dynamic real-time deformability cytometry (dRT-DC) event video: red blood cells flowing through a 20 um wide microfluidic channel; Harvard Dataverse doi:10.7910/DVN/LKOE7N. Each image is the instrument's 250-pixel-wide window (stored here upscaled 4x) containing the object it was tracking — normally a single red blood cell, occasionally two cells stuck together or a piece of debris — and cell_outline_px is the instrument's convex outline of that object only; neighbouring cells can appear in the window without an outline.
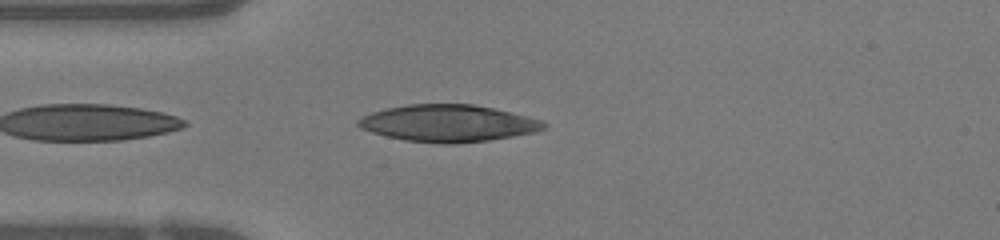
{"species": "human", "species_latin": "Homo sapiens", "temperature_condition": "warm", "stored_images_in_passage": 10, "camera_frame_rate_fps": 3000, "um_per_image_px": 0.085, "donor": {"sex": "female"}, "frame": {"image": 1, "passage_image": 2, "time_ms": 0.333, "image_size_px": [1000, 240], "cell_outline_px": [[548, 124], [544, 128], [532, 132], [512, 136], [488, 140], [456, 144], [444, 144], [404, 140], [372, 132], [360, 128], [356, 124], [356, 120], [372, 112], [388, 108], [408, 104], [472, 104], [492, 108], [540, 120]], "centroid_in_image_um": [38.04, 10.48], "position_along_channel_um": 47.0, "area_um2": 39.48}}
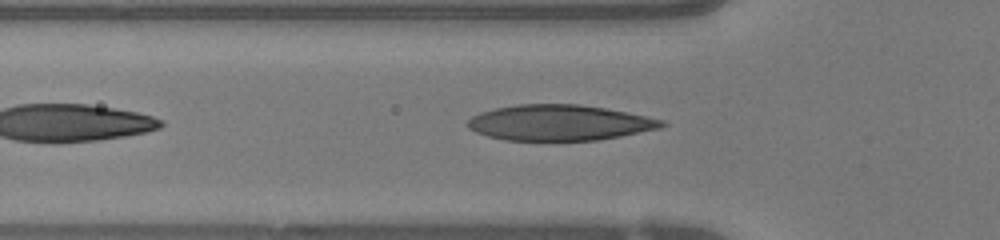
{"frame": {"image": 2, "passage_image": 5, "time_ms": 1.333, "image_size_px": [1000, 240], "cell_outline_px": [[668, 124], [660, 128], [620, 136], [596, 140], [504, 140], [488, 136], [476, 132], [468, 128], [468, 120], [472, 116], [480, 112], [496, 108], [516, 104], [576, 104], [604, 108], [664, 120]], "centroid_in_image_um": [47.53, 10.43], "position_along_channel_um": 78.3, "area_um2": 40.0}}
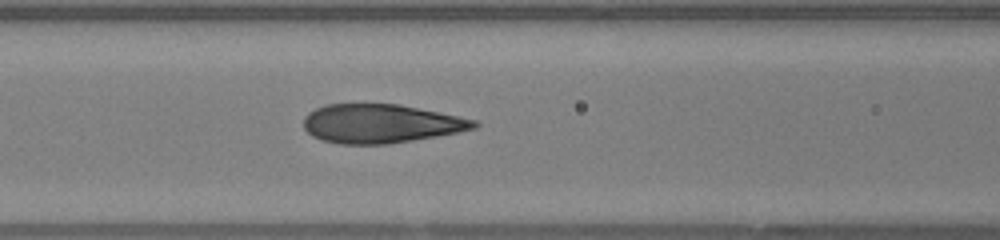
{"frame": {"image": 3, "passage_image": 9, "time_ms": 2.667, "image_size_px": [1000, 240], "cell_outline_px": [[480, 124], [476, 128], [436, 136], [388, 144], [340, 144], [324, 140], [312, 136], [304, 128], [304, 116], [308, 112], [316, 108], [328, 104], [396, 104], [476, 120]], "centroid_in_image_um": [32.32, 10.51], "position_along_channel_um": 134.3, "area_um2": 38.09}}